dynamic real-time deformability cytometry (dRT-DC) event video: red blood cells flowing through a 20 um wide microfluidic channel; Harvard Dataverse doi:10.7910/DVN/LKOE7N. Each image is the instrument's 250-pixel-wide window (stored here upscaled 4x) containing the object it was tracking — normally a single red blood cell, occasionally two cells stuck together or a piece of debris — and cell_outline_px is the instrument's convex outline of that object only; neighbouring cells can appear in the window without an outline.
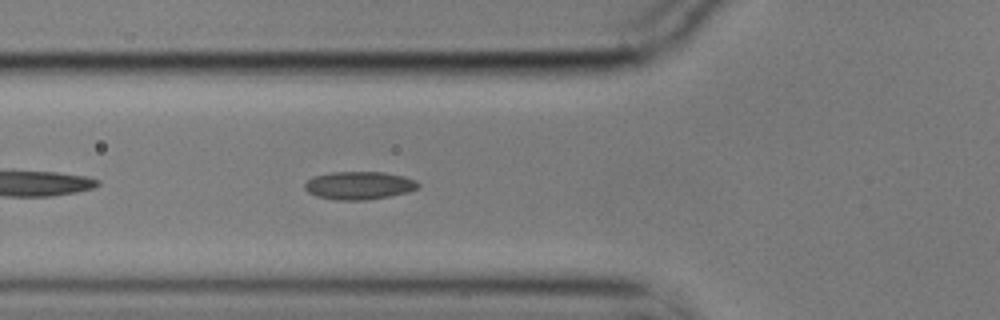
{"species": "common noctule bat (a hibernating species)", "species_latin": "Nyctalus noctula", "temperature_condition": "cold", "stored_images_in_passage": 43, "camera_frame_rate_fps": 3000, "um_per_image_px": 0.085, "animal": {"sex": "male", "body_mass_g": 17.9}, "frame": {"image": 1, "passage_image": 6, "time_ms": 1.667, "image_size_px": [1000, 320], "cell_outline_px": [[420, 188], [408, 192], [388, 196], [364, 200], [336, 200], [316, 196], [308, 192], [304, 188], [304, 184], [312, 176], [332, 172], [384, 172], [404, 176], [416, 180], [420, 184]], "centroid_in_image_um": [30.53, 15.76], "position_along_channel_um": 95.3, "area_um2": 18.61}}
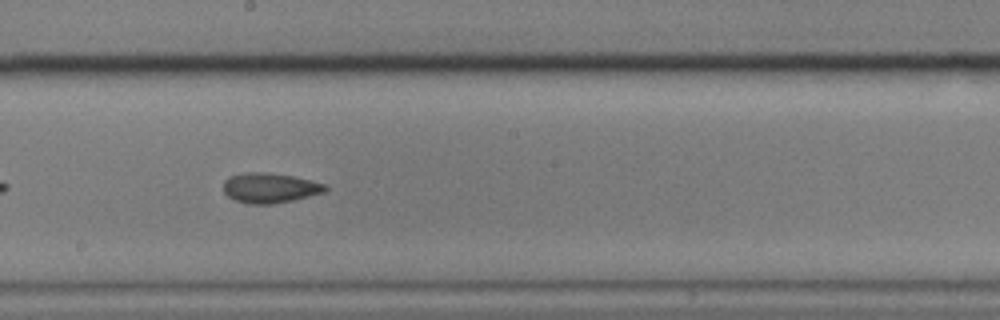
{"frame": {"image": 2, "passage_image": 17, "time_ms": 5.333, "image_size_px": [1000, 320], "cell_outline_px": [[328, 188], [324, 192], [292, 200], [272, 204], [248, 204], [236, 200], [228, 196], [224, 192], [224, 180], [228, 176], [244, 172], [268, 172], [292, 176], [324, 184]], "centroid_in_image_um": [22.89, 15.96], "position_along_channel_um": 225.3, "area_um2": 17.69}}
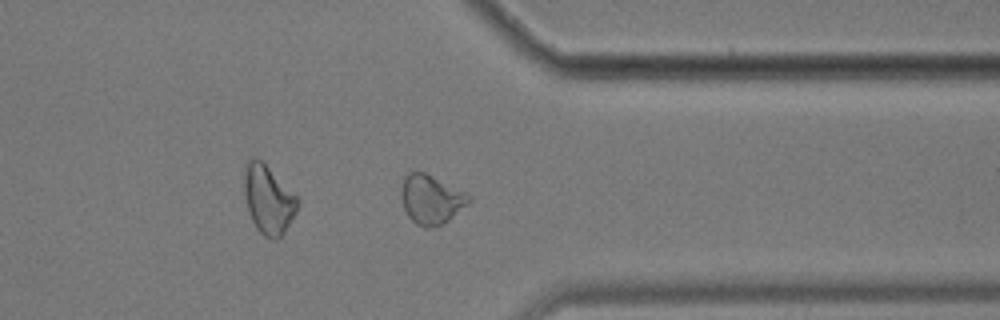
{"frame": {"image": 3, "passage_image": 30, "time_ms": 9.667, "image_size_px": [1000, 320], "cell_outline_px": [[472, 200], [468, 204], [444, 224], [432, 228], [424, 228], [416, 224], [408, 216], [404, 208], [400, 196], [400, 192], [404, 176], [408, 172], [424, 172], [472, 196]], "centroid_in_image_um": [36.63, 16.97], "position_along_channel_um": 374.8, "area_um2": 19.42}, "authors_computed_cell_mechanics": {"area_um2": 18.207, "velocity_mm_per_s": 3.5352, "shape_relaxation_time_tau1_ms": 8.3945, "shape_relaxation_time_tau2_ms": 2.3384, "deformation_change_tau1": 0.1201, "deformation_change_tau2": 0.0724}}